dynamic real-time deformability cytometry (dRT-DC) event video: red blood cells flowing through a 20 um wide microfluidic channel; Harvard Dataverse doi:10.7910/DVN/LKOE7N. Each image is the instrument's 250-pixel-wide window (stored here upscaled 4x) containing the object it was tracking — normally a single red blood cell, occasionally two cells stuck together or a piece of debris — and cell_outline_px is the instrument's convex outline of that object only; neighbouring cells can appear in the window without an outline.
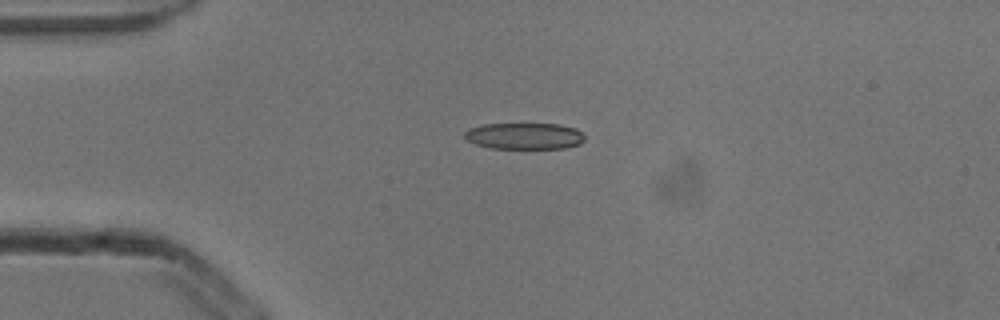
{"species": "common noctule bat (a hibernating species)", "species_latin": "Nyctalus noctula", "temperature_condition": "cold", "stored_images_in_passage": 5, "camera_frame_rate_fps": 3000, "um_per_image_px": 0.085, "animal": {"sex": "male", "body_mass_g": 13.3}, "frame": {"image": 1, "passage_image": 4, "time_ms": 1.0, "image_size_px": [1000, 320], "cell_outline_px": [[584, 140], [580, 144], [564, 148], [488, 148], [464, 140], [464, 132], [468, 128], [484, 124], [560, 124], [576, 128], [584, 136]], "centroid_in_image_um": [44.54, 11.56], "position_along_channel_um": 40.5, "area_um2": 18.61}}